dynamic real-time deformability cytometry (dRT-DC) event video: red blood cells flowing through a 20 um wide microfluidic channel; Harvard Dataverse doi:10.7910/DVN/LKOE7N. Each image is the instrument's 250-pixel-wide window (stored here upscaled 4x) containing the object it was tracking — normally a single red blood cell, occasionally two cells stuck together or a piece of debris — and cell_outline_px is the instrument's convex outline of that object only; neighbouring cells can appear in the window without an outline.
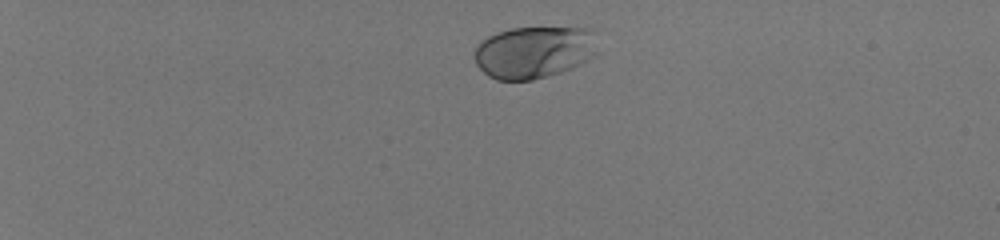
{"species": "human", "species_latin": "Homo sapiens", "temperature_condition": "room temperature", "stored_images_in_passage": 41, "camera_frame_rate_fps": 3000, "um_per_image_px": 0.085, "donor": {"sex": "male"}, "frame": {"image": 1, "passage_image": 1, "time_ms": 0.0, "image_size_px": [1000, 240], "cell_outline_px": [[600, 52], [596, 56], [572, 68], [560, 72], [532, 80], [496, 80], [488, 76], [476, 64], [472, 56], [476, 44], [480, 40], [496, 32], [512, 28], [592, 28], [600, 32]], "centroid_in_image_um": [45.47, 4.41], "position_along_channel_um": 39.5, "area_um2": 38.67}}
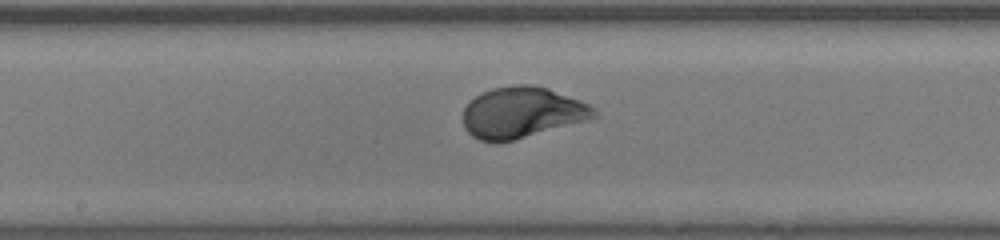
{"frame": {"image": 2, "passage_image": 21, "time_ms": 6.667, "image_size_px": [1000, 240], "cell_outline_px": [[600, 116], [588, 120], [512, 140], [496, 144], [480, 140], [472, 136], [464, 128], [464, 108], [476, 96], [492, 88], [516, 84], [532, 84], [548, 88], [592, 104], [596, 108]], "centroid_in_image_um": [44.41, 9.56], "position_along_channel_um": 203.8, "area_um2": 39.19}}
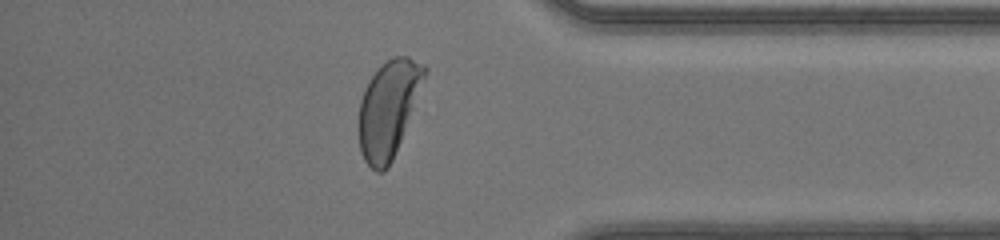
{"frame": {"image": 3, "passage_image": 36, "time_ms": 11.667, "image_size_px": [1000, 240], "cell_outline_px": [[428, 72], [392, 160], [388, 168], [384, 172], [376, 172], [364, 160], [360, 152], [360, 100], [364, 88], [368, 80], [376, 68], [380, 64], [392, 56], [408, 56], [424, 64], [428, 68]], "centroid_in_image_um": [33.02, 9.19], "position_along_channel_um": 402.2, "area_um2": 36.82}, "authors_computed_cell_mechanics": {"area_um2": 38.4948, "velocity_mm_per_s": 4.1095, "shape_relaxation_time_tau1_ms": 2.5013, "shape_relaxation_time_tau2_ms": null, "deformation_change_tau1": 0.181, "deformation_change_tau2": null}}